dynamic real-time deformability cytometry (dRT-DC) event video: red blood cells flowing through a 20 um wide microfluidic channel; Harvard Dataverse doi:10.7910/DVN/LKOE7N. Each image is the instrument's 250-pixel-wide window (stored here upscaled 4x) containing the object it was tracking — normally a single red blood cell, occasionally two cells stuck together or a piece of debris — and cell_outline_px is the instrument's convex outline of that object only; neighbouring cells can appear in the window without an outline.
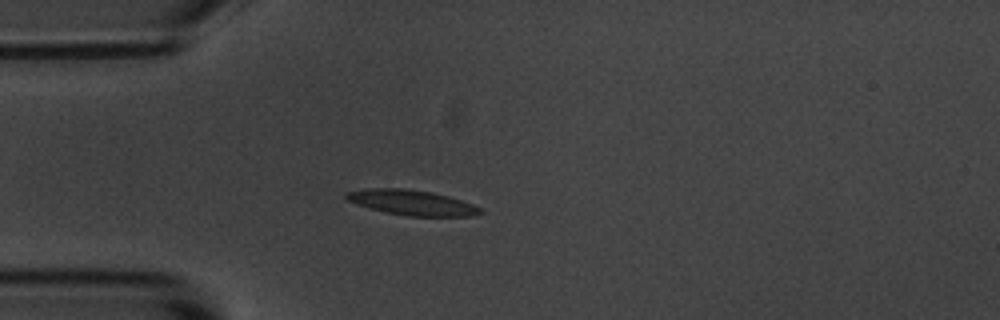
{"species": "common noctule bat (a hibernating species)", "species_latin": "Nyctalus noctula", "temperature_condition": "room temperature", "stored_images_in_passage": 41, "camera_frame_rate_fps": 3000, "um_per_image_px": 0.085, "animal": {"sex": "male", "body_mass_g": 20.1, "forearm_length_mm": 53.5}, "frame": {"image": 1, "passage_image": 1, "time_ms": 0.0, "image_size_px": [1000, 320], "cell_outline_px": [[484, 212], [472, 216], [408, 216], [388, 212], [356, 204], [348, 200], [344, 196], [344, 192], [372, 188], [404, 188], [432, 192], [448, 196], [472, 204], [480, 208]], "centroid_in_image_um": [35.01, 17.21], "position_along_channel_um": 50.0, "area_um2": 19.42}}
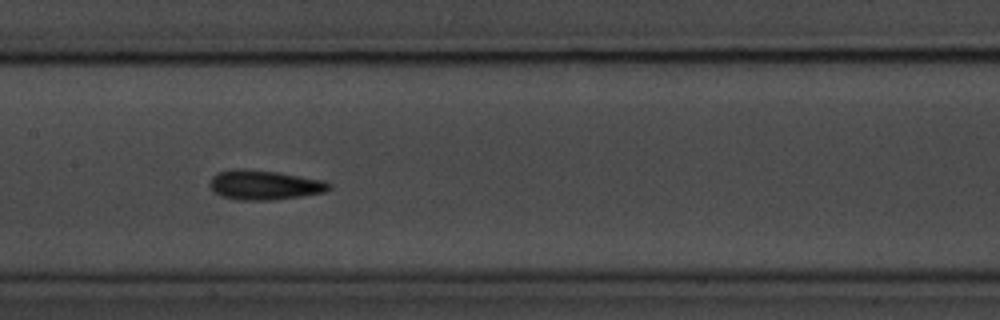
{"frame": {"image": 2, "passage_image": 13, "time_ms": 4.0, "image_size_px": [1000, 320], "cell_outline_px": [[332, 188], [324, 192], [276, 200], [240, 200], [220, 196], [208, 184], [212, 176], [216, 172], [236, 168], [244, 168], [280, 172], [324, 180], [332, 184]], "centroid_in_image_um": [22.47, 15.71], "position_along_channel_um": 184.9, "area_um2": 20.87}}
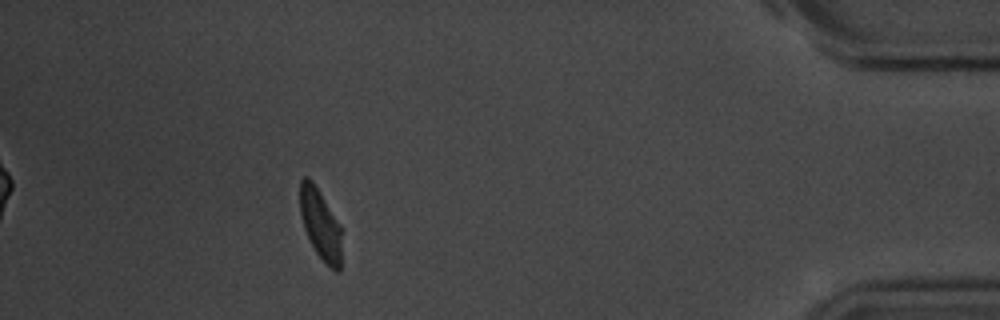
{"frame": {"image": 3, "passage_image": 36, "time_ms": 11.667, "image_size_px": [1000, 320], "cell_outline_px": [[340, 272], [336, 272], [316, 252], [304, 228], [300, 212], [300, 180], [304, 176], [308, 176], [312, 180], [340, 228]], "centroid_in_image_um": [27.19, 19.04], "position_along_channel_um": 408.0, "area_um2": 16.24}, "authors_computed_cell_mechanics": {"area_um2": 18.6116, "velocity_mm_per_s": 3.6145, "shape_relaxation_time_tau1_ms": 3.7365, "shape_relaxation_time_tau2_ms": 4.5817, "deformation_change_tau1": 0.1449, "deformation_change_tau2": 0.0859}}